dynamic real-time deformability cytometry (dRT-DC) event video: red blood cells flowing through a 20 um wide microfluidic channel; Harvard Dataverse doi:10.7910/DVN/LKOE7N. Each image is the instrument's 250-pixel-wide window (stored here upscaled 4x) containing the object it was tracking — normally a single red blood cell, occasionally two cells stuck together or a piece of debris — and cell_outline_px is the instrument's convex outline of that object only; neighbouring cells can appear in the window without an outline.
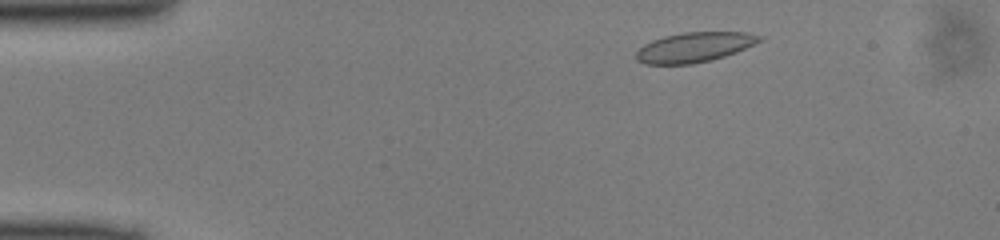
{"species": "common noctule bat (a hibernating species)", "species_latin": "Nyctalus noctula", "temperature_condition": "cold", "stored_images_in_passage": 45, "camera_frame_rate_fps": 3000, "um_per_image_px": 0.085, "animal": {"sex": "male", "body_mass_g": 13.0, "forearm_length_mm": 53.1}, "frame": {"image": 1, "passage_image": 4, "time_ms": 1.0, "image_size_px": [1000, 240], "cell_outline_px": [[764, 40], [736, 52], [712, 60], [692, 64], [644, 64], [636, 60], [636, 52], [644, 44], [652, 40], [664, 36], [684, 32], [748, 32], [764, 36]], "centroid_in_image_um": [59.05, 4.01], "position_along_channel_um": 26.0, "area_um2": 21.62}}
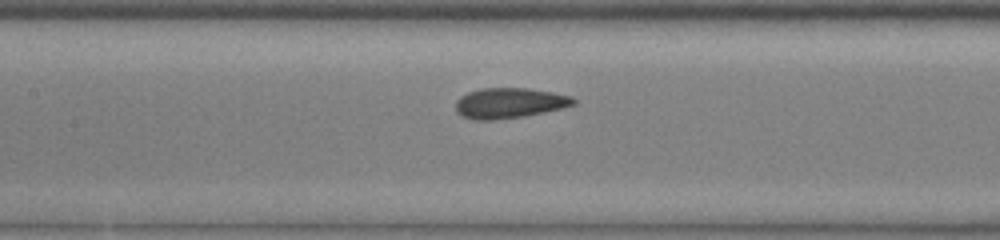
{"frame": {"image": 2, "passage_image": 19, "time_ms": 6.0, "image_size_px": [1000, 240], "cell_outline_px": [[576, 104], [564, 108], [524, 116], [492, 120], [472, 120], [460, 116], [456, 112], [456, 100], [460, 96], [468, 92], [480, 88], [528, 88], [552, 92], [572, 96], [576, 100]], "centroid_in_image_um": [43.28, 8.76], "position_along_channel_um": 164.1, "area_um2": 21.1}}
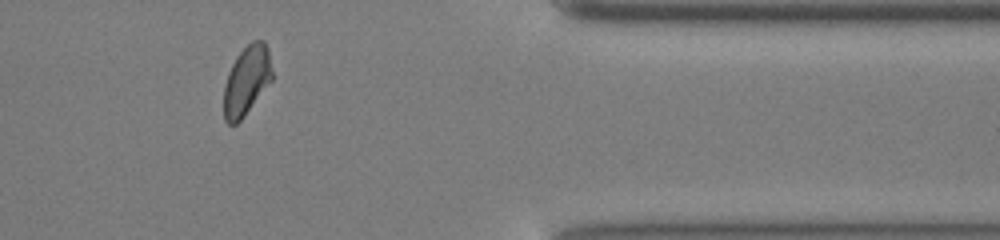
{"frame": {"image": 3, "passage_image": 37, "time_ms": 12.0, "image_size_px": [1000, 240], "cell_outline_px": [[272, 80], [244, 116], [236, 124], [228, 124], [224, 120], [224, 84], [228, 72], [236, 56], [252, 40], [264, 40], [268, 48], [272, 72]], "centroid_in_image_um": [20.96, 6.84], "position_along_channel_um": 390.4, "area_um2": 19.48}}